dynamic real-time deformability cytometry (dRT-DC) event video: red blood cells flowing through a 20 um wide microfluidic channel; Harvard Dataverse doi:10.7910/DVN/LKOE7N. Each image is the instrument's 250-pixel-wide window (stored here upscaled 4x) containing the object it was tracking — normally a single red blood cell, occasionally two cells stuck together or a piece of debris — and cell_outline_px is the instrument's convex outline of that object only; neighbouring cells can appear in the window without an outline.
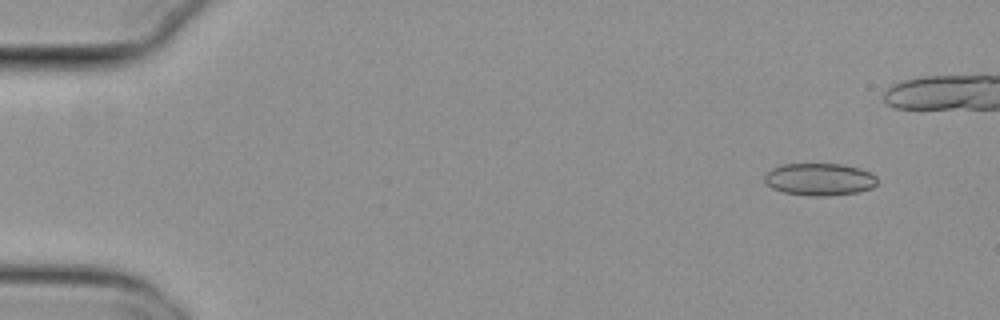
{"species": "common noctule bat (a hibernating species)", "species_latin": "Nyctalus noctula", "temperature_condition": "cold", "stored_images_in_passage": 17, "camera_frame_rate_fps": 3000, "um_per_image_px": 0.085, "animal": {"sex": "female", "body_mass_g": 29.2, "forearm_length_mm": 56.3}, "frame": {"image": 1, "passage_image": 5, "time_ms": 1.333, "image_size_px": [1000, 320], "cell_outline_px": [[876, 184], [872, 188], [856, 192], [828, 196], [812, 196], [784, 192], [772, 188], [764, 180], [764, 176], [772, 168], [784, 164], [844, 164], [860, 168], [872, 172], [876, 176]], "centroid_in_image_um": [69.68, 15.23], "position_along_channel_um": 15.3, "area_um2": 21.21}}
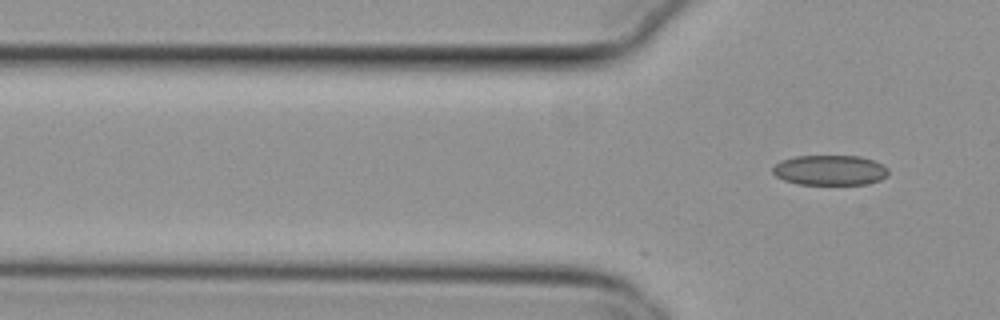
{"frame": {"image": 2, "passage_image": 17, "time_ms": 5.333, "image_size_px": [1000, 320], "cell_outline_px": [[888, 176], [880, 180], [864, 184], [800, 184], [784, 180], [776, 176], [772, 172], [772, 168], [780, 160], [796, 156], [860, 156], [872, 160], [888, 168]], "centroid_in_image_um": [70.53, 14.46], "position_along_channel_um": 55.3, "area_um2": 20.23}}